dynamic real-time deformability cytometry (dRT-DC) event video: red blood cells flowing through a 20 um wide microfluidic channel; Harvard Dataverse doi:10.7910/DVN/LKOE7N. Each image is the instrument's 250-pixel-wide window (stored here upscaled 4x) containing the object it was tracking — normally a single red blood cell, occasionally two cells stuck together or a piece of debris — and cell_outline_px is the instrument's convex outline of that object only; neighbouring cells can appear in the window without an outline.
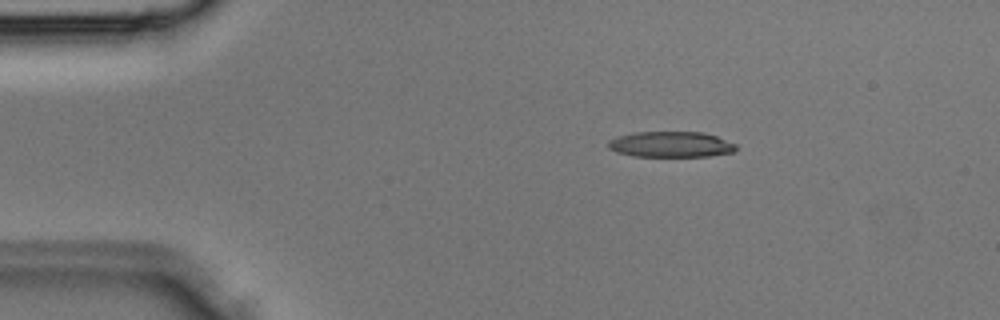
{"species": "Egyptian fruit bat (a non-hibernating species)", "species_latin": "Rousettus aegyptiacus", "temperature_condition": "room temperature", "stored_images_in_passage": 35, "camera_frame_rate_fps": 3000, "um_per_image_px": 0.085, "animal": {"sex": "male"}, "frame": {"image": 1, "passage_image": 6, "time_ms": 1.667, "image_size_px": [1000, 320], "cell_outline_px": [[736, 152], [712, 156], [632, 156], [616, 152], [608, 148], [608, 140], [616, 136], [632, 132], [704, 132], [716, 136], [736, 144]], "centroid_in_image_um": [57.01, 12.27], "position_along_channel_um": 28.0, "area_um2": 19.36}}
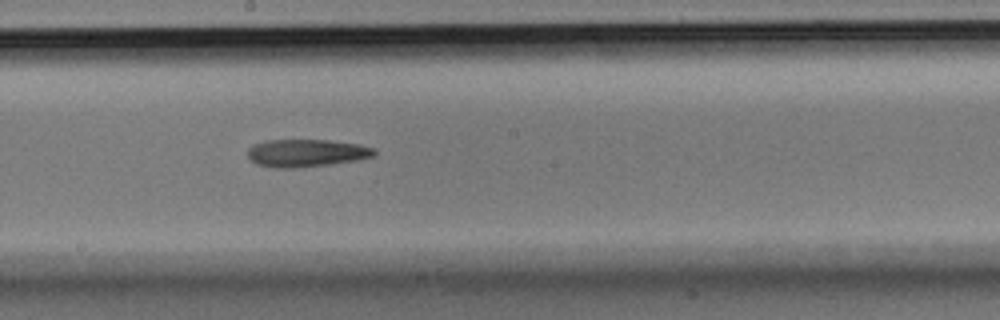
{"frame": {"image": 2, "passage_image": 19, "time_ms": 6.0, "image_size_px": [1000, 320], "cell_outline_px": [[376, 156], [356, 160], [328, 164], [296, 168], [276, 168], [256, 164], [248, 156], [248, 148], [252, 144], [268, 140], [328, 140], [360, 144], [376, 148]], "centroid_in_image_um": [26.06, 13.0], "position_along_channel_um": 222.1, "area_um2": 20.46}}
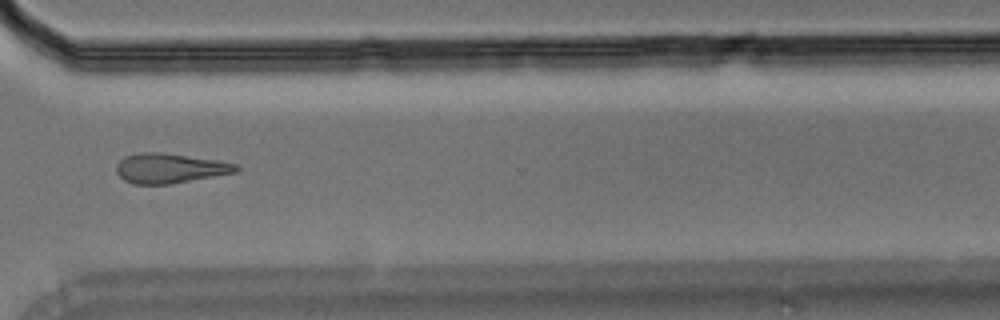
{"frame": {"image": 3, "passage_image": 26, "time_ms": 8.333, "image_size_px": [1000, 320], "cell_outline_px": [[240, 168], [236, 172], [168, 184], [132, 184], [124, 180], [116, 172], [116, 164], [124, 156], [144, 152], [160, 152], [216, 160], [236, 164]], "centroid_in_image_um": [14.38, 14.3], "position_along_channel_um": 356.2, "area_um2": 20.52}}